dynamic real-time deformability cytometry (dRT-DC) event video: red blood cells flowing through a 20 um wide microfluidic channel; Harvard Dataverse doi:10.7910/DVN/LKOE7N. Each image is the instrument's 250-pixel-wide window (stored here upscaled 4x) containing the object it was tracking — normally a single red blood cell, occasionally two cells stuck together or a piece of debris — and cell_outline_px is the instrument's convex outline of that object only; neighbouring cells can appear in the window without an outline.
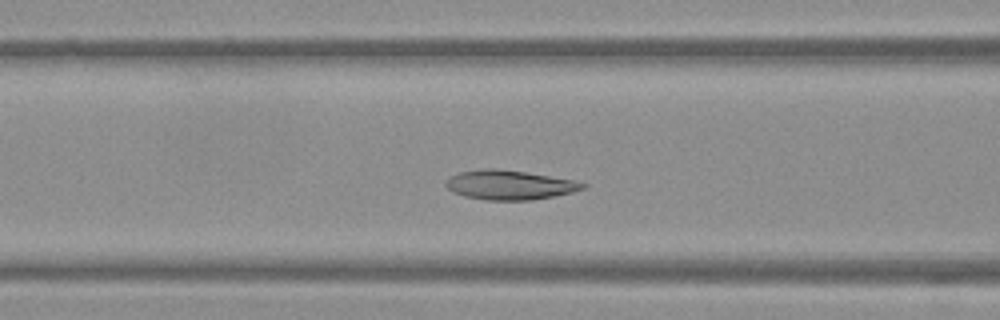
{"species": "Egyptian fruit bat (a non-hibernating species)", "species_latin": "Rousettus aegyptiacus", "temperature_condition": "warm", "stored_images_in_passage": 49, "camera_frame_rate_fps": 3000, "um_per_image_px": 0.085, "frame": {"image": 1, "passage_image": 17, "time_ms": 5.333, "image_size_px": [1000, 320], "cell_outline_px": [[588, 184], [584, 188], [572, 192], [532, 200], [484, 200], [464, 196], [452, 192], [444, 184], [448, 176], [460, 172], [484, 168], [496, 168], [524, 172], [576, 180]], "centroid_in_image_um": [43.27, 15.72], "position_along_channel_um": 123.3, "area_um2": 23.52}}
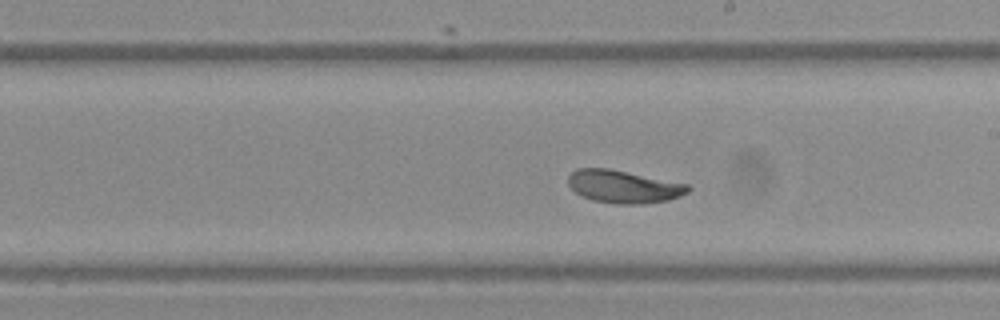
{"frame": {"image": 2, "passage_image": 26, "time_ms": 8.333, "image_size_px": [1000, 320], "cell_outline_px": [[692, 188], [688, 192], [680, 196], [668, 200], [644, 204], [616, 204], [592, 200], [576, 192], [568, 184], [568, 176], [576, 168], [608, 168], [688, 184]], "centroid_in_image_um": [53.02, 15.86], "position_along_channel_um": 236.0, "area_um2": 22.83}}
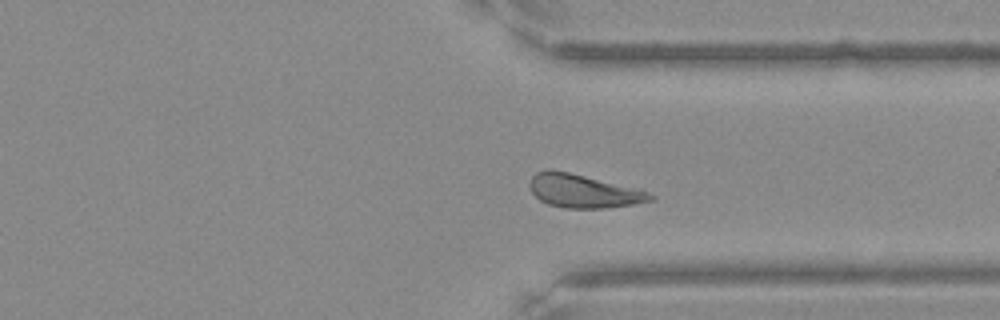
{"frame": {"image": 3, "passage_image": 36, "time_ms": 11.667, "image_size_px": [1000, 320], "cell_outline_px": [[656, 200], [632, 204], [604, 208], [564, 208], [548, 204], [540, 200], [532, 192], [528, 184], [532, 176], [536, 172], [568, 172], [640, 188], [656, 196]], "centroid_in_image_um": [49.66, 16.26], "position_along_channel_um": 361.7, "area_um2": 23.24}, "authors_computed_cell_mechanics": {"area_um2": 23.3512, "velocity_mm_per_s": 3.7665, "shape_relaxation_time_tau1_ms": 2.5789, "shape_relaxation_time_tau2_ms": 1.2494, "deformation_change_tau1": 0.1113, "deformation_change_tau2": 0.0721}}